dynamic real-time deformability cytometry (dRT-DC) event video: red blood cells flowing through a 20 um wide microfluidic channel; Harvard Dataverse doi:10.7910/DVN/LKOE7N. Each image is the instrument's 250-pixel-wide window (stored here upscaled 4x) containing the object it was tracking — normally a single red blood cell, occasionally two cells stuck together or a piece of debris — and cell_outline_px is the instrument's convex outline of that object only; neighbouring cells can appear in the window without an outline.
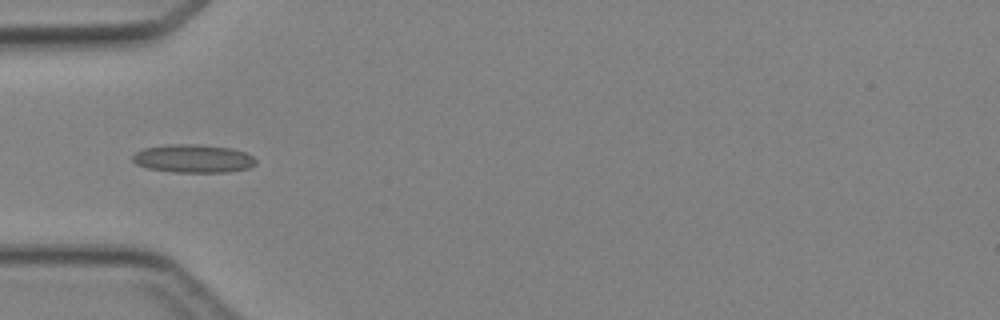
{"species": "Egyptian fruit bat (a non-hibernating species)", "species_latin": "Rousettus aegyptiacus", "temperature_condition": "cold", "stored_images_in_passage": 5, "camera_frame_rate_fps": 3000, "um_per_image_px": 0.085, "animal": {"sex": "female"}, "frame": {"image": 1, "passage_image": 4, "time_ms": 4.667, "image_size_px": [1000, 320], "cell_outline_px": [[256, 164], [248, 168], [228, 172], [172, 172], [148, 168], [136, 164], [132, 160], [132, 156], [136, 152], [144, 148], [172, 144], [200, 144], [232, 148], [244, 152], [252, 156], [256, 160]], "centroid_in_image_um": [16.43, 13.48], "position_along_channel_um": 68.6, "area_um2": 20.29}}
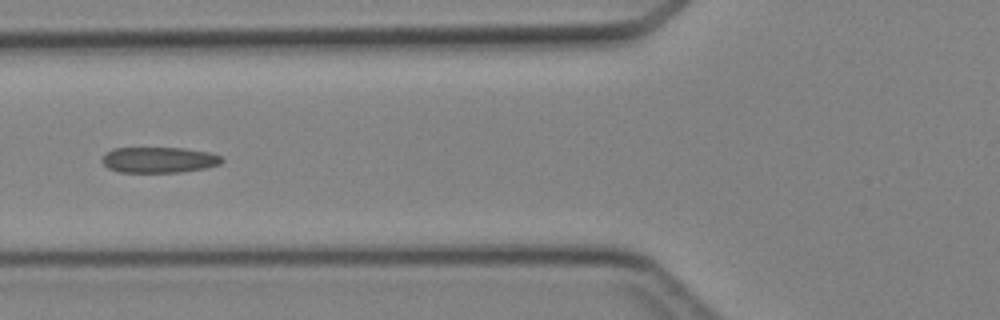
{"frame": {"image": 2, "passage_image": 5, "time_ms": 5.667, "image_size_px": [1000, 320], "cell_outline_px": [[224, 160], [220, 164], [208, 168], [180, 172], [120, 172], [108, 168], [100, 160], [112, 148], [184, 148], [212, 152], [224, 156]], "centroid_in_image_um": [13.59, 13.58], "position_along_channel_um": 112.2, "area_um2": 18.21}}